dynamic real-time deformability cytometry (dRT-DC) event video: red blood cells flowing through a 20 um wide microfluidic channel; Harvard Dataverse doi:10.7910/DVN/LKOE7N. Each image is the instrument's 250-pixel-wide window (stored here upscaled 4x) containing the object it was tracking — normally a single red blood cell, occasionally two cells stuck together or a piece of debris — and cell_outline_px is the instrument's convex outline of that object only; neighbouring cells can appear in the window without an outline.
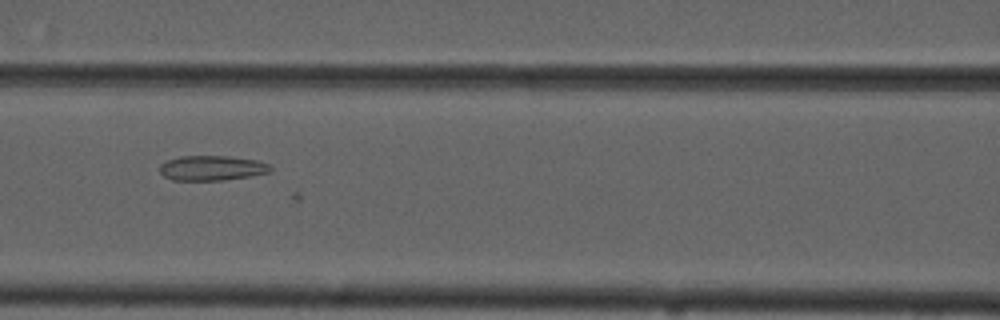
{"species": "common noctule bat (a hibernating species)", "species_latin": "Nyctalus noctula", "temperature_condition": "cold", "stored_images_in_passage": 32, "camera_frame_rate_fps": 3000, "um_per_image_px": 0.085, "animal": {"sex": "male", "forearm_length_mm": 52.5}, "frame": {"image": 1, "passage_image": 25, "time_ms": 8.0, "image_size_px": [1000, 320], "cell_outline_px": [[272, 172], [224, 180], [172, 180], [164, 176], [160, 172], [160, 164], [168, 160], [180, 156], [228, 156], [256, 160], [272, 164]], "centroid_in_image_um": [18.04, 14.28], "position_along_channel_um": 148.6, "area_um2": 16.13}}
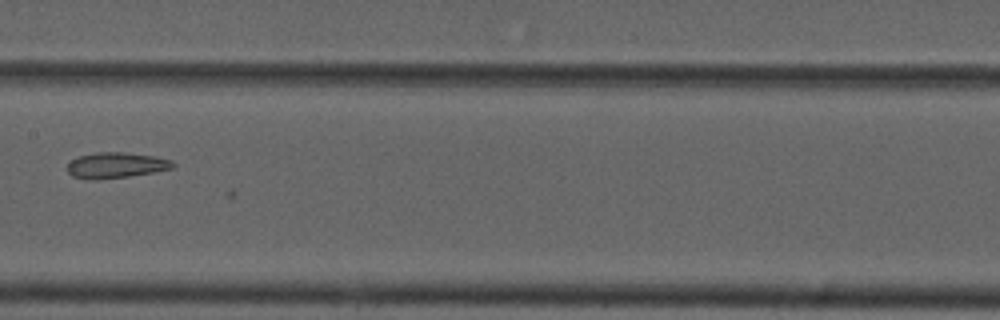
{"frame": {"image": 2, "passage_image": 29, "time_ms": 9.333, "image_size_px": [1000, 320], "cell_outline_px": [[176, 164], [172, 168], [152, 172], [128, 176], [96, 180], [92, 180], [72, 176], [68, 172], [68, 164], [72, 160], [80, 156], [96, 152], [124, 152], [156, 156], [172, 160]], "centroid_in_image_um": [9.87, 14.04], "position_along_channel_um": 197.5, "area_um2": 15.72}}